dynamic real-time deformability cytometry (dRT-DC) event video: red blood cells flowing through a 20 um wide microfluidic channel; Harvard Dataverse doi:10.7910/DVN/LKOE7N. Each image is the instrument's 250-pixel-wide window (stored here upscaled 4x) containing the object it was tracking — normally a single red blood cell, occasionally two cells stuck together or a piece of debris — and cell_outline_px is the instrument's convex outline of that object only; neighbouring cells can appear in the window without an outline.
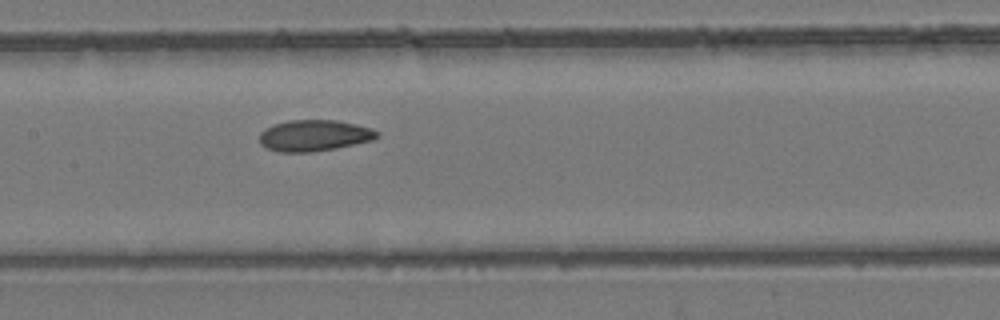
{"species": "common noctule bat (a hibernating species)", "species_latin": "Nyctalus noctula", "temperature_condition": "room temperature", "stored_images_in_passage": 8, "camera_frame_rate_fps": 3000, "um_per_image_px": 0.085, "animal": {"sex": "female", "body_mass_g": 24.6, "forearm_length_mm": 56.2}, "frame": {"image": 1, "passage_image": 8, "time_ms": 8.667, "image_size_px": [1000, 320], "cell_outline_px": [[380, 136], [372, 140], [336, 148], [312, 152], [280, 152], [268, 148], [260, 144], [260, 132], [264, 128], [272, 124], [288, 120], [336, 120], [356, 124], [372, 128], [380, 132]], "centroid_in_image_um": [26.71, 11.51], "position_along_channel_um": 180.7, "area_um2": 21.56}}